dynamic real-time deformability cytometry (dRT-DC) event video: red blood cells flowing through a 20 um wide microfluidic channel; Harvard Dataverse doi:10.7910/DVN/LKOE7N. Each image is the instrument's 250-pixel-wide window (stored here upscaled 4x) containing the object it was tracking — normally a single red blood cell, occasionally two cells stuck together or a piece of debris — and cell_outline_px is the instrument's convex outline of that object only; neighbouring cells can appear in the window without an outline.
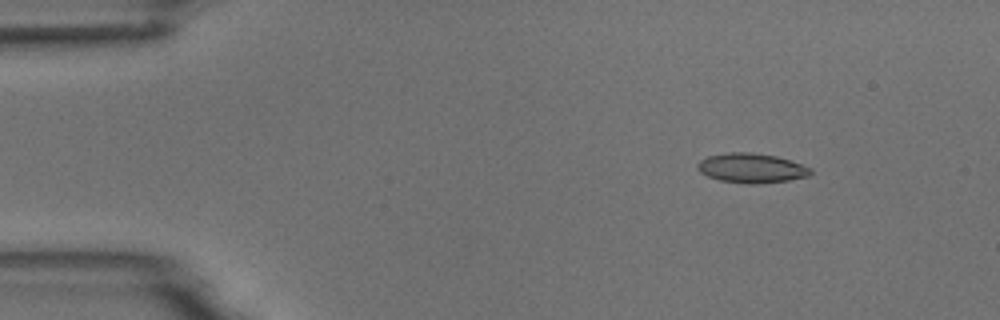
{"species": "common noctule bat (a hibernating species)", "species_latin": "Nyctalus noctula", "temperature_condition": "room temperature", "stored_images_in_passage": 5, "camera_frame_rate_fps": 3000, "um_per_image_px": 0.085, "animal": {"sex": "male", "body_mass_g": 18.8}, "frame": {"image": 1, "passage_image": 5, "time_ms": 6.333, "image_size_px": [1000, 320], "cell_outline_px": [[812, 172], [808, 176], [788, 180], [756, 184], [752, 184], [720, 180], [708, 176], [700, 172], [696, 168], [696, 164], [700, 160], [708, 156], [724, 152], [752, 152], [776, 156], [812, 168]], "centroid_in_image_um": [63.84, 14.27], "position_along_channel_um": 21.2, "area_um2": 19.42}}